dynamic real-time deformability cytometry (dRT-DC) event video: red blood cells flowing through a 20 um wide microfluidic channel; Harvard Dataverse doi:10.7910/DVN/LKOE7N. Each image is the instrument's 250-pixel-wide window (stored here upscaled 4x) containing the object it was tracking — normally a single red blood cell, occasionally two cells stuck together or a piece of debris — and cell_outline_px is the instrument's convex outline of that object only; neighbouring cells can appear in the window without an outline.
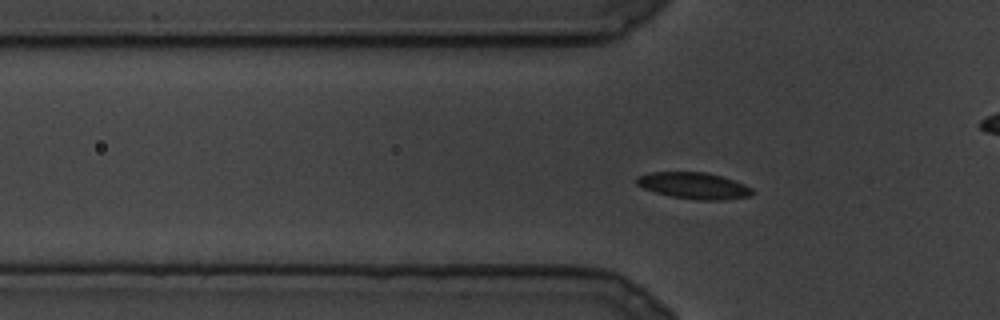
{"species": "common noctule bat (a hibernating species)", "species_latin": "Nyctalus noctula", "temperature_condition": "cold", "stored_images_in_passage": 48, "camera_frame_rate_fps": 3000, "um_per_image_px": 0.085, "animal": {"sex": "male", "body_mass_g": 19.5, "forearm_length_mm": 54.6}, "frame": {"image": 1, "passage_image": 28, "time_ms": 9.0, "image_size_px": [1000, 320], "cell_outline_px": [[756, 192], [752, 196], [720, 200], [696, 200], [672, 196], [656, 192], [644, 188], [636, 184], [636, 176], [648, 172], [704, 172], [720, 176], [744, 184], [752, 188]], "centroid_in_image_um": [58.98, 15.78], "position_along_channel_um": 66.8, "area_um2": 17.8}}
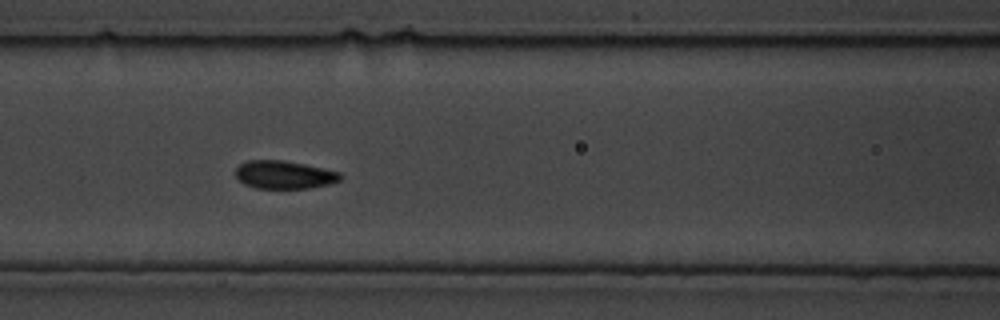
{"frame": {"image": 2, "passage_image": 40, "time_ms": 13.0, "image_size_px": [1000, 320], "cell_outline_px": [[344, 176], [340, 180], [328, 184], [308, 188], [256, 188], [244, 184], [236, 176], [236, 168], [240, 164], [248, 160], [284, 160], [304, 164], [340, 172]], "centroid_in_image_um": [24.16, 14.85], "position_along_channel_um": 142.4, "area_um2": 17.05}}
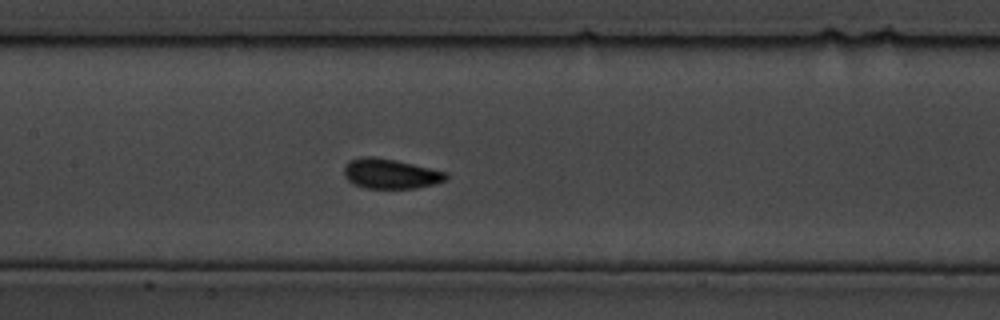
{"frame": {"image": 3, "passage_image": 45, "time_ms": 14.667, "image_size_px": [1000, 320], "cell_outline_px": [[448, 176], [444, 180], [432, 184], [416, 188], [368, 188], [356, 184], [348, 180], [344, 176], [344, 164], [348, 160], [360, 156], [372, 156], [396, 160], [448, 172]], "centroid_in_image_um": [33.15, 14.74], "position_along_channel_um": 174.2, "area_um2": 17.74}}